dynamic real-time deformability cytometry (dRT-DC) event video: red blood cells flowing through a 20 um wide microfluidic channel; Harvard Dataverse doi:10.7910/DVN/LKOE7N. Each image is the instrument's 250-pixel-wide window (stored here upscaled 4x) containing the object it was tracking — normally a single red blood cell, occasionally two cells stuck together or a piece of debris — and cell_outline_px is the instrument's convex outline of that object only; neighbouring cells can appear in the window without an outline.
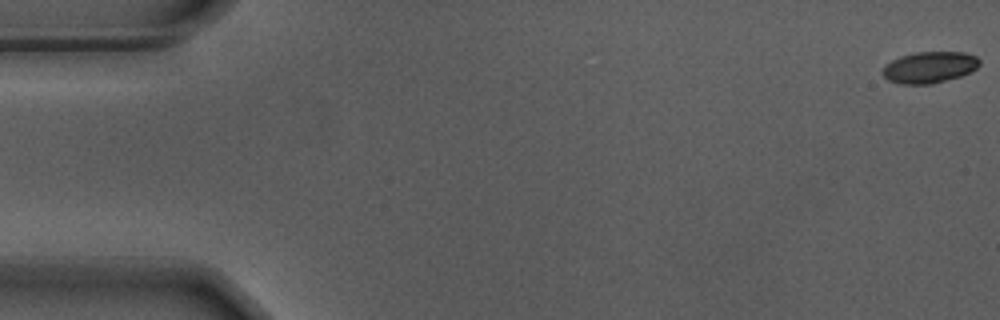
{"species": "Egyptian fruit bat (a non-hibernating species)", "species_latin": "Rousettus aegyptiacus", "temperature_condition": "warm", "stored_images_in_passage": 9, "camera_frame_rate_fps": 3000, "um_per_image_px": 0.085, "animal": {"sex": "male"}, "frame": {"image": 1, "passage_image": 1, "time_ms": 0.0, "image_size_px": [1000, 320], "cell_outline_px": [[980, 64], [976, 68], [960, 76], [932, 84], [900, 84], [888, 80], [880, 72], [892, 60], [900, 56], [912, 52], [964, 52], [976, 56], [980, 60]], "centroid_in_image_um": [78.99, 5.71], "position_along_channel_um": 6.0, "area_um2": 17.69}}